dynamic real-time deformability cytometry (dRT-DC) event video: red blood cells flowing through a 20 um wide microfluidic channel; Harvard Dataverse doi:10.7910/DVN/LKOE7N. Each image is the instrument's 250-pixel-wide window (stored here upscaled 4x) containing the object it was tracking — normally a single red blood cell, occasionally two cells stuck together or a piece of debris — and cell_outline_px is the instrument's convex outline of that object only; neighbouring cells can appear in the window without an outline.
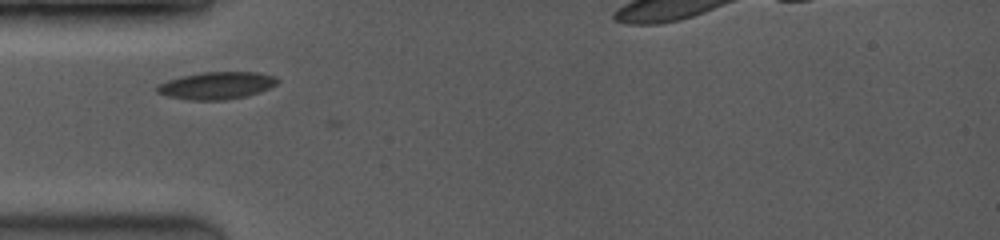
{"species": "common noctule bat (a hibernating species)", "species_latin": "Nyctalus noctula", "temperature_condition": "room temperature", "stored_images_in_passage": 2, "camera_frame_rate_fps": 3500, "um_per_image_px": 0.085, "animal": {"sex": "female", "body_mass_g": 19.0, "forearm_length_mm": 53.3}, "frame": {"image": 1, "passage_image": 1, "time_ms": 0.0, "image_size_px": [1000, 240], "cell_outline_px": [[280, 80], [276, 84], [260, 92], [244, 96], [224, 100], [188, 100], [168, 96], [156, 92], [156, 84], [180, 76], [200, 72], [256, 72], [276, 76]], "centroid_in_image_um": [18.38, 7.26], "position_along_channel_um": 66.6, "area_um2": 19.25}}